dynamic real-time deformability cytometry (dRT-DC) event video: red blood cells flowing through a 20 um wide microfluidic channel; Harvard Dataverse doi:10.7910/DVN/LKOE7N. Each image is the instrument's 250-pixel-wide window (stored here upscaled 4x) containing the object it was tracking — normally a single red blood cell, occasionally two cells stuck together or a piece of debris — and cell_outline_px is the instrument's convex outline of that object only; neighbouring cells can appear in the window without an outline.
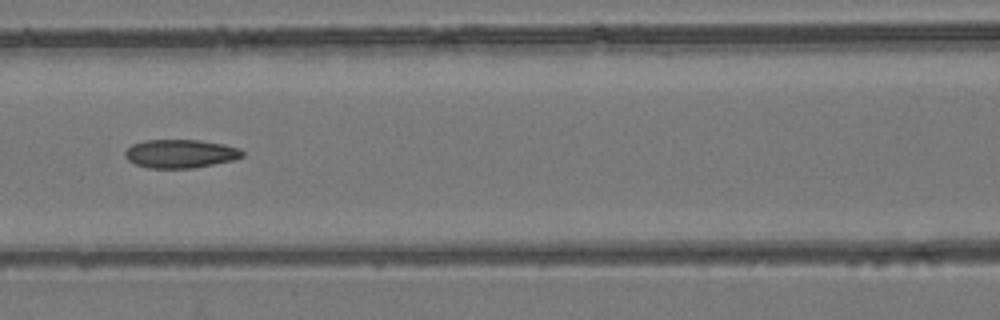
{"species": "common noctule bat (a hibernating species)", "species_latin": "Nyctalus noctula", "temperature_condition": "room temperature", "stored_images_in_passage": 6, "camera_frame_rate_fps": 3000, "um_per_image_px": 0.085, "animal": {"sex": "female", "body_mass_g": 24.6, "forearm_length_mm": 56.2}, "frame": {"image": 1, "passage_image": 6, "time_ms": 1.667, "image_size_px": [1000, 320], "cell_outline_px": [[244, 156], [232, 160], [192, 168], [148, 168], [136, 164], [128, 160], [124, 156], [124, 152], [132, 144], [144, 140], [196, 140], [224, 144], [236, 148], [244, 152]], "centroid_in_image_um": [15.29, 13.06], "position_along_channel_um": 151.3, "area_um2": 19.31}}